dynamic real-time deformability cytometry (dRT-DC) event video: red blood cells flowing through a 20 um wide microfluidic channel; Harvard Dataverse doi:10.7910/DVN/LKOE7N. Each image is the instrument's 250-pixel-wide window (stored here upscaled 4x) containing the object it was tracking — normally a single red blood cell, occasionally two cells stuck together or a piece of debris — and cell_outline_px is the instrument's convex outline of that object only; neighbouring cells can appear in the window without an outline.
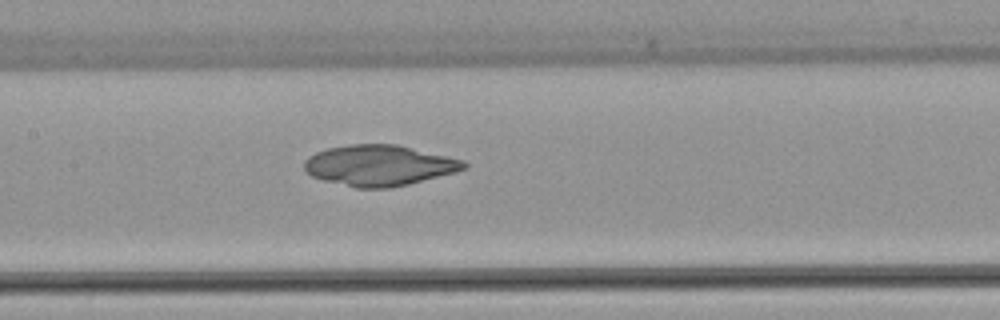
{"species": "common noctule bat (a hibernating species)", "species_latin": "Nyctalus noctula", "temperature_condition": "warm", "stored_images_in_passage": 48, "camera_frame_rate_fps": 3000, "um_per_image_px": 0.085, "animal": {"sex": "female", "body_mass_g": 22.7, "forearm_length_mm": 54.2}, "frame": {"image": 1, "passage_image": 23, "time_ms": 7.333, "image_size_px": [1000, 320], "cell_outline_px": [[468, 168], [456, 172], [392, 188], [356, 188], [324, 180], [312, 176], [304, 172], [304, 160], [308, 156], [316, 152], [328, 148], [352, 144], [396, 144], [464, 160], [468, 164]], "centroid_in_image_um": [32.22, 14.06], "position_along_channel_um": 175.2, "area_um2": 37.97}}
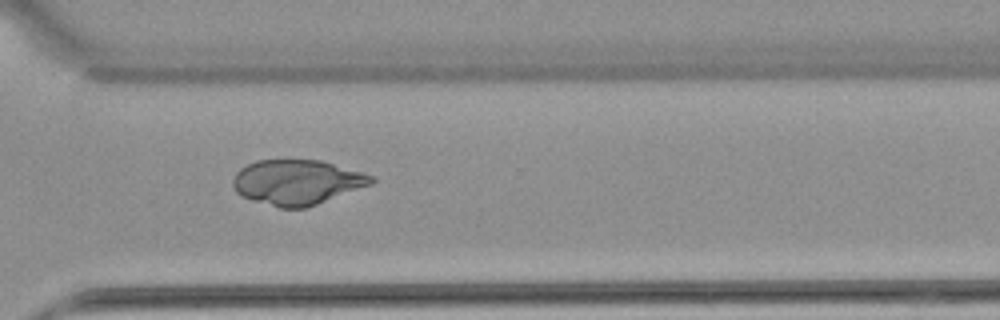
{"frame": {"image": 2, "passage_image": 35, "time_ms": 11.333, "image_size_px": [1000, 320], "cell_outline_px": [[376, 180], [372, 184], [316, 204], [304, 208], [280, 208], [252, 200], [240, 196], [236, 192], [232, 184], [232, 180], [236, 172], [240, 168], [256, 160], [320, 160], [364, 172], [376, 176]], "centroid_in_image_um": [25.25, 15.48], "position_along_channel_um": 345.4, "area_um2": 36.36}}
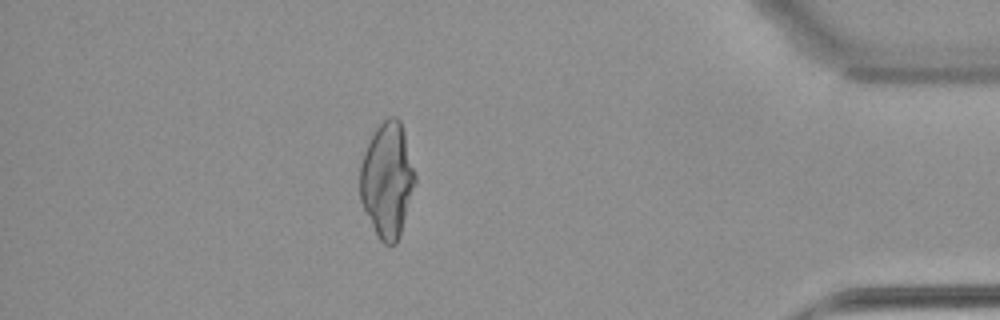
{"frame": {"image": 3, "passage_image": 42, "time_ms": 13.667, "image_size_px": [1000, 320], "cell_outline_px": [[416, 180], [400, 236], [396, 244], [384, 244], [380, 240], [360, 200], [360, 164], [364, 152], [376, 128], [388, 116], [396, 116], [400, 120], [404, 132], [416, 176]], "centroid_in_image_um": [32.92, 15.28], "position_along_channel_um": 402.3, "area_um2": 36.53}}